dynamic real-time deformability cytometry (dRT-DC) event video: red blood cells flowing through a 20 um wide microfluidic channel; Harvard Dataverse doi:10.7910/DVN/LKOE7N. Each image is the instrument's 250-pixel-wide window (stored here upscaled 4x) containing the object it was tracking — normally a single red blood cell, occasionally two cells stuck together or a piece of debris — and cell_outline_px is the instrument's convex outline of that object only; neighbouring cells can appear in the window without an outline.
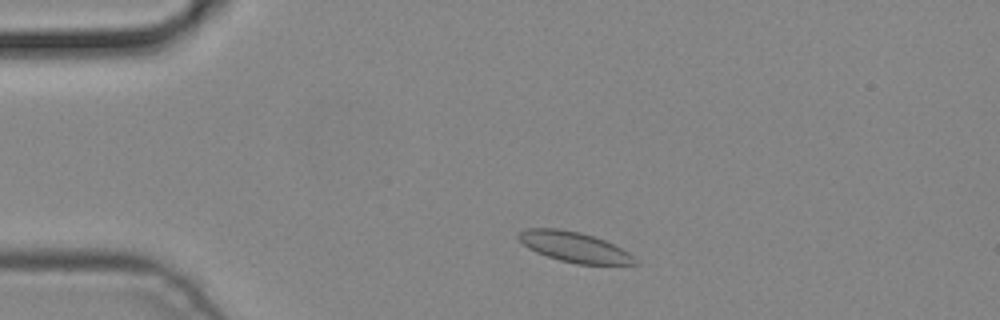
{"species": "common noctule bat (a hibernating species)", "species_latin": "Nyctalus noctula", "temperature_condition": "cold", "stored_images_in_passage": 3, "camera_frame_rate_fps": 3000, "um_per_image_px": 0.085, "animal": {"sex": "male", "body_mass_g": 19.2, "forearm_length_mm": 51.8}, "frame": {"image": 1, "passage_image": 2, "time_ms": 0.333, "image_size_px": [1000, 320], "cell_outline_px": [[640, 264], [576, 264], [560, 260], [536, 252], [528, 248], [516, 236], [520, 232], [528, 228], [560, 228], [580, 232], [604, 240], [628, 252]], "centroid_in_image_um": [48.79, 20.99], "position_along_channel_um": 36.2, "area_um2": 20.23}}